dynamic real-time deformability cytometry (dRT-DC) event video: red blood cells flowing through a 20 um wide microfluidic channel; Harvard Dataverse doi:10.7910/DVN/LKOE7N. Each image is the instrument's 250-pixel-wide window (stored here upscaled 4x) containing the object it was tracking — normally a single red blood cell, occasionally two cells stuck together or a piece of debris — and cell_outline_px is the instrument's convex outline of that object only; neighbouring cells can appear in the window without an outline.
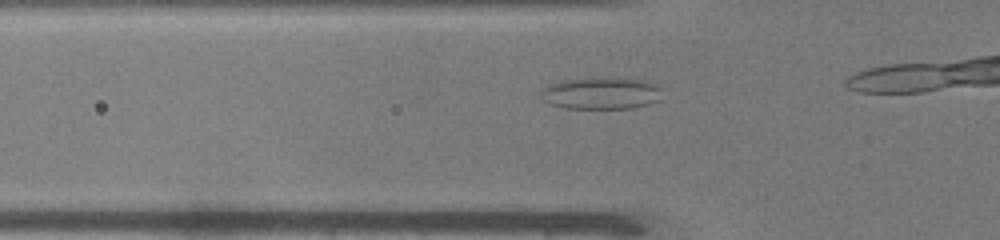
{"species": "common noctule bat (a hibernating species)", "species_latin": "Nyctalus noctula", "temperature_condition": "warm", "stored_images_in_passage": 12, "camera_frame_rate_fps": 3000, "um_per_image_px": 0.085, "animal": {"sex": "male", "body_mass_g": 19.0, "forearm_length_mm": 50.8}, "frame": {"image": 1, "passage_image": 7, "time_ms": 2.0, "image_size_px": [1000, 240], "cell_outline_px": [[660, 100], [648, 104], [632, 108], [568, 108], [552, 104], [544, 100], [540, 96], [540, 92], [548, 84], [564, 80], [588, 76], [604, 76], [644, 80], [656, 84], [660, 88]], "centroid_in_image_um": [51.09, 7.89], "position_along_channel_um": 74.7, "area_um2": 23.0}}